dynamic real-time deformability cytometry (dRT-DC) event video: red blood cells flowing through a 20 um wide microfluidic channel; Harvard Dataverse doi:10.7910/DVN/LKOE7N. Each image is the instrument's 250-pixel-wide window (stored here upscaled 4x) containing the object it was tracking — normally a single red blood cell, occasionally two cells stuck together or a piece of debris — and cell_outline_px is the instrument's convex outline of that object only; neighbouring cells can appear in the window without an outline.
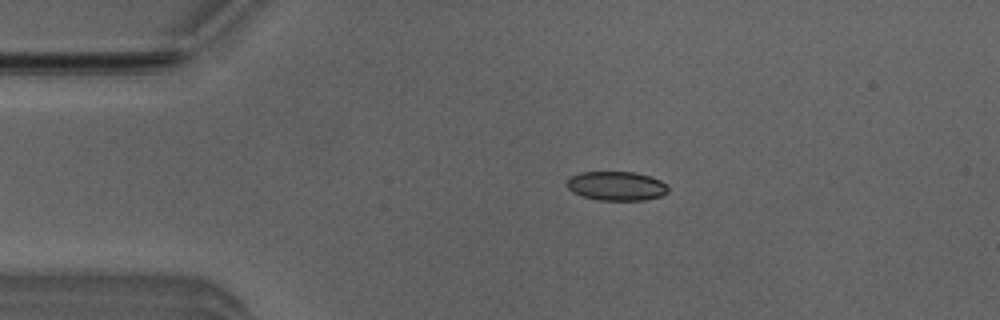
{"species": "Egyptian fruit bat (a non-hibernating species)", "species_latin": "Rousettus aegyptiacus", "temperature_condition": "room temperature", "stored_images_in_passage": 48, "camera_frame_rate_fps": 3000, "um_per_image_px": 0.085, "animal": {"sex": "male"}, "frame": {"image": 1, "passage_image": 6, "time_ms": 1.667, "image_size_px": [1000, 320], "cell_outline_px": [[668, 192], [660, 196], [644, 200], [600, 200], [584, 196], [572, 192], [564, 184], [568, 176], [580, 172], [636, 172], [660, 180], [668, 184]], "centroid_in_image_um": [52.36, 15.79], "position_along_channel_um": 32.6, "area_um2": 17.34}}
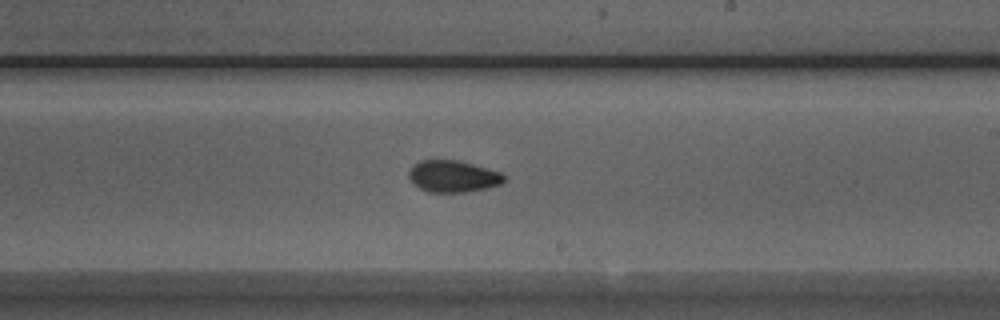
{"frame": {"image": 2, "passage_image": 26, "time_ms": 8.333, "image_size_px": [1000, 320], "cell_outline_px": [[504, 180], [500, 184], [488, 188], [464, 192], [428, 192], [412, 184], [408, 176], [408, 172], [412, 164], [420, 160], [460, 160], [500, 172], [504, 176]], "centroid_in_image_um": [38.45, 14.98], "position_along_channel_um": 250.5, "area_um2": 17.74}}
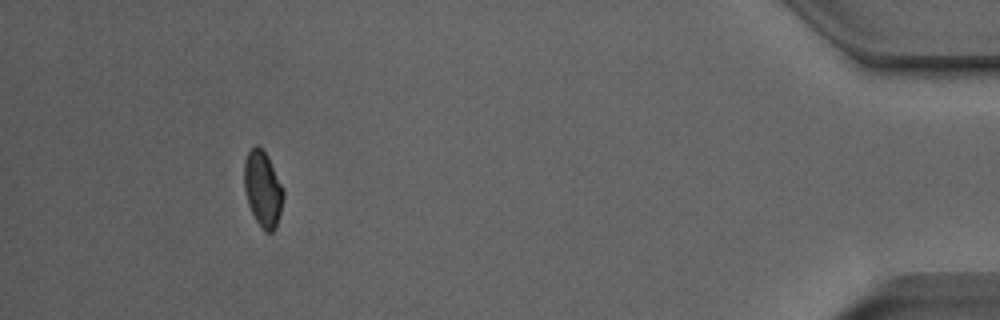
{"frame": {"image": 3, "passage_image": 44, "time_ms": 14.333, "image_size_px": [1000, 320], "cell_outline_px": [[284, 196], [276, 228], [272, 232], [264, 232], [260, 228], [248, 204], [244, 188], [244, 160], [248, 152], [256, 144], [268, 156], [284, 188]], "centroid_in_image_um": [22.34, 16.07], "position_along_channel_um": 412.9, "area_um2": 17.4}, "authors_computed_cell_mechanics": {"area_um2": 17.629, "velocity_mm_per_s": 3.8679, "shape_relaxation_time_tau1_ms": 3.8248, "shape_relaxation_time_tau2_ms": 1.6478, "deformation_change_tau1": 0.0935, "deformation_change_tau2": 0.055}}